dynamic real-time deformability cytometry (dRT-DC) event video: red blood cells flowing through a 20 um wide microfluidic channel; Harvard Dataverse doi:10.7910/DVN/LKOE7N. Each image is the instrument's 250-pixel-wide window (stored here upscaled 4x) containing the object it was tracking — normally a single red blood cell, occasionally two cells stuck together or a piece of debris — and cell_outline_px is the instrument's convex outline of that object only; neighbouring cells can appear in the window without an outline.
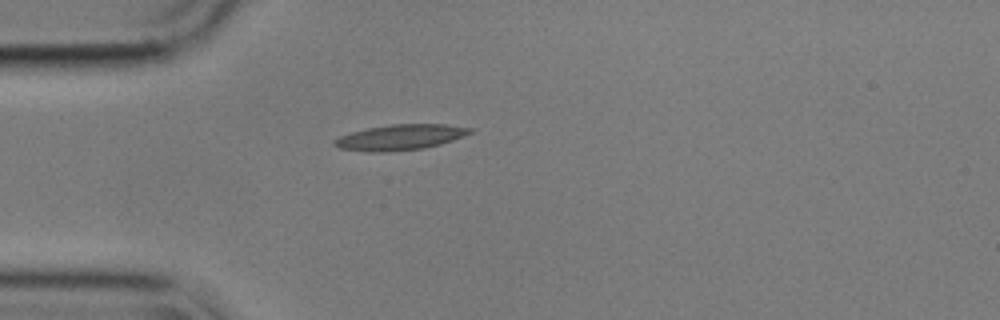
{"species": "common noctule bat (a hibernating species)", "species_latin": "Nyctalus noctula", "temperature_condition": "cold", "stored_images_in_passage": 42, "camera_frame_rate_fps": 3000, "um_per_image_px": 0.085, "animal": {"sex": "male", "body_mass_g": 17.9}, "frame": {"image": 1, "passage_image": 1, "time_ms": 0.0, "image_size_px": [1000, 320], "cell_outline_px": [[476, 128], [472, 132], [464, 136], [440, 144], [424, 148], [384, 152], [368, 152], [340, 148], [332, 144], [332, 140], [340, 136], [352, 132], [368, 128], [392, 124], [444, 124]], "centroid_in_image_um": [34.03, 11.66], "position_along_channel_um": 51.0, "area_um2": 20.17}}
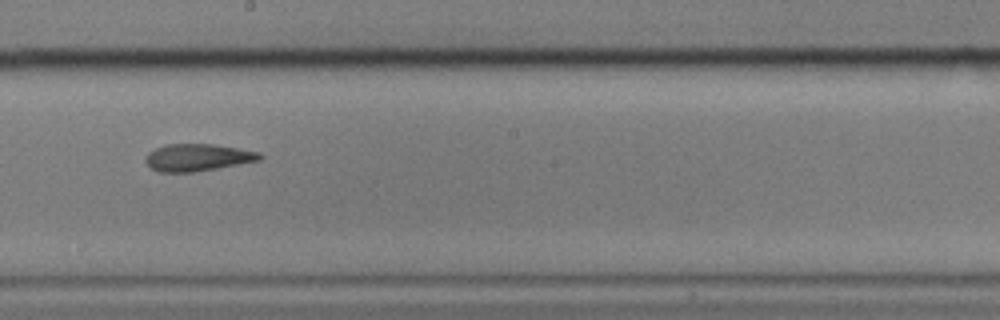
{"frame": {"image": 2, "passage_image": 17, "time_ms": 5.333, "image_size_px": [1000, 320], "cell_outline_px": [[264, 156], [260, 160], [216, 168], [192, 172], [160, 172], [152, 168], [144, 160], [148, 152], [164, 144], [212, 144], [260, 152]], "centroid_in_image_um": [16.78, 13.38], "position_along_channel_um": 231.4, "area_um2": 17.92}}
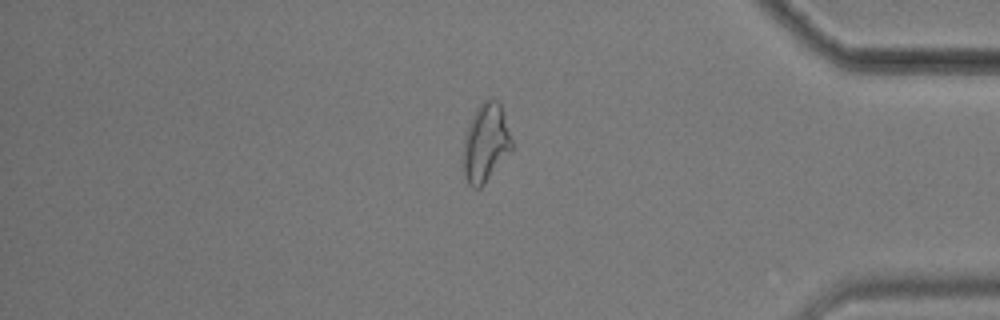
{"frame": {"image": 3, "passage_image": 33, "time_ms": 10.667, "image_size_px": [1000, 320], "cell_outline_px": [[512, 152], [484, 184], [480, 188], [472, 188], [468, 184], [464, 176], [464, 140], [468, 124], [476, 108], [484, 100], [496, 100], [500, 104], [512, 140]], "centroid_in_image_um": [41.29, 12.18], "position_along_channel_um": 393.9, "area_um2": 22.08}, "authors_computed_cell_mechanics": {"area_um2": 18.6983, "velocity_mm_per_s": 3.5592, "shape_relaxation_time_tau1_ms": null, "shape_relaxation_time_tau2_ms": 4.1325, "deformation_change_tau1": null, "deformation_change_tau2": 0.128}}